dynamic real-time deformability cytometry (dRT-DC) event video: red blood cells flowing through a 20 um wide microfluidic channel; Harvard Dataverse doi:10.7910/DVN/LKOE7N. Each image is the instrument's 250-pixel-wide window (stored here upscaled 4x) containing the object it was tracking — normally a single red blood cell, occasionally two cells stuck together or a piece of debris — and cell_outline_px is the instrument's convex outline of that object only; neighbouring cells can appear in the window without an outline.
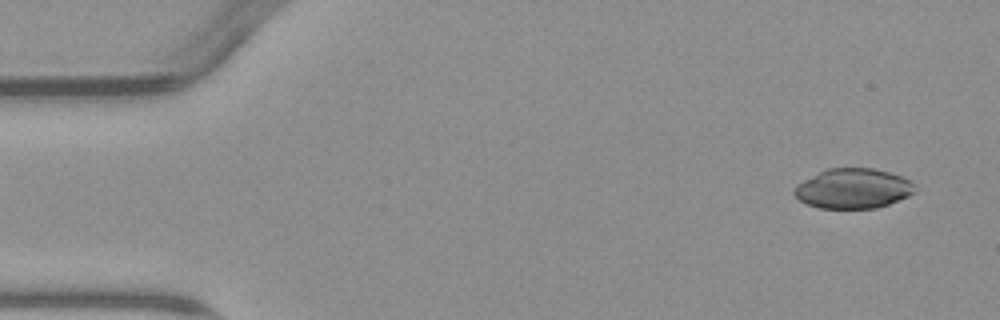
{"species": "common noctule bat (a hibernating species)", "species_latin": "Nyctalus noctula", "temperature_condition": "warm", "stored_images_in_passage": 5, "camera_frame_rate_fps": 3000, "um_per_image_px": 0.085, "animal": {"sex": "male", "body_mass_g": 23.1, "forearm_length_mm": 52.7}, "frame": {"image": 1, "passage_image": 1, "time_ms": 0.0, "image_size_px": [1000, 320], "cell_outline_px": [[916, 192], [908, 196], [888, 204], [876, 208], [820, 208], [808, 204], [800, 200], [792, 192], [804, 180], [828, 168], [872, 168], [888, 172], [912, 180]], "centroid_in_image_um": [72.55, 16.02], "position_along_channel_um": 12.4, "area_um2": 27.74}}